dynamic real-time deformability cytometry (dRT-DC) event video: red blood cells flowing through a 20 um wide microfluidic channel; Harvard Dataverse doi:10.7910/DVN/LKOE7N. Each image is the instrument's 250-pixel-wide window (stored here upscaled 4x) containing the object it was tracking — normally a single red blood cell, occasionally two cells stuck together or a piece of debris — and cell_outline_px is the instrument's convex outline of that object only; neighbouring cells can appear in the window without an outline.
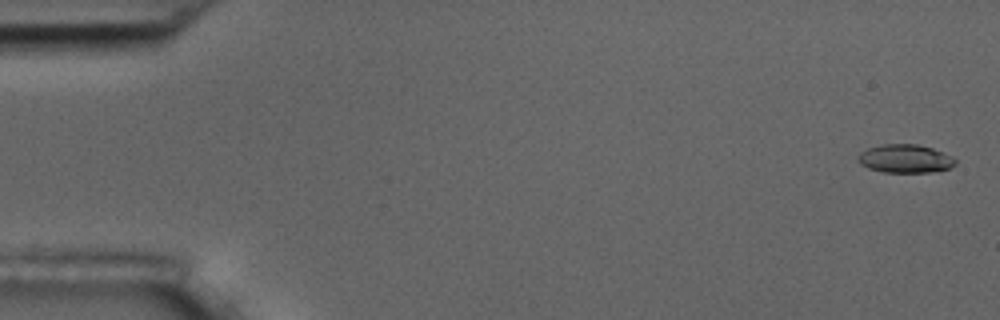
{"species": "common noctule bat (a hibernating species)", "species_latin": "Nyctalus noctula", "temperature_condition": "room temperature", "stored_images_in_passage": 6, "camera_frame_rate_fps": 3000, "um_per_image_px": 0.085, "animal": {"sex": "male", "body_mass_g": 17.5, "forearm_length_mm": 52.3}, "frame": {"image": 1, "passage_image": 1, "time_ms": 0.0, "image_size_px": [1000, 320], "cell_outline_px": [[956, 164], [948, 168], [932, 172], [884, 172], [868, 168], [860, 164], [856, 160], [856, 156], [860, 152], [868, 148], [884, 144], [916, 144], [932, 148], [956, 160]], "centroid_in_image_um": [76.87, 13.49], "position_along_channel_um": 8.1, "area_um2": 15.95}}
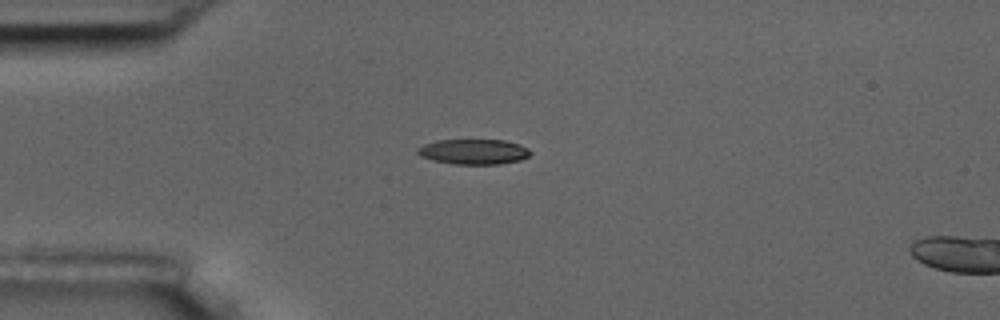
{"frame": {"image": 2, "passage_image": 4, "time_ms": 4.333, "image_size_px": [1000, 320], "cell_outline_px": [[532, 152], [528, 156], [520, 160], [500, 164], [452, 164], [432, 160], [420, 156], [416, 152], [416, 148], [424, 144], [436, 140], [504, 140], [520, 144], [528, 148]], "centroid_in_image_um": [40.24, 12.89], "position_along_channel_um": 44.8, "area_um2": 16.7}}